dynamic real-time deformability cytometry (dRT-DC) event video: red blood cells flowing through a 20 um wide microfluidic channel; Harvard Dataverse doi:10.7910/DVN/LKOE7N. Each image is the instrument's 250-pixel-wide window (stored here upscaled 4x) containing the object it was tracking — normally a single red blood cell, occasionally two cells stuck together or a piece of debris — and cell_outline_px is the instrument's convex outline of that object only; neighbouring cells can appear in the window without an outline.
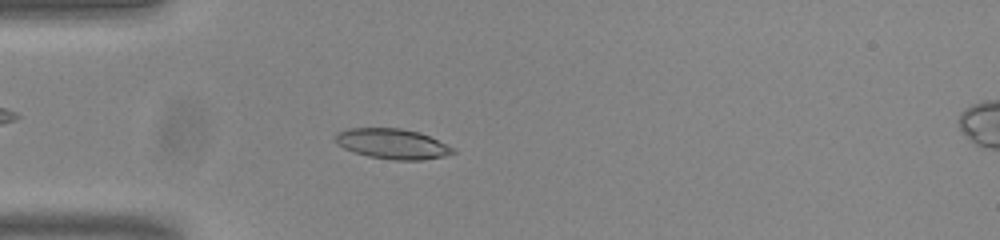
{"species": "common noctule bat (a hibernating species)", "species_latin": "Nyctalus noctula", "temperature_condition": "room temperature", "stored_images_in_passage": 53, "camera_frame_rate_fps": 3000, "um_per_image_px": 0.085, "animal": {"sex": "male", "body_mass_g": 20.0, "forearm_length_mm": 53.3}, "frame": {"image": 1, "passage_image": 15, "time_ms": 4.667, "image_size_px": [1000, 240], "cell_outline_px": [[456, 152], [444, 156], [420, 160], [392, 160], [368, 156], [344, 148], [336, 144], [336, 132], [348, 128], [400, 128], [420, 132], [448, 144], [456, 148]], "centroid_in_image_um": [33.38, 12.22], "position_along_channel_um": 51.6, "area_um2": 20.81}}
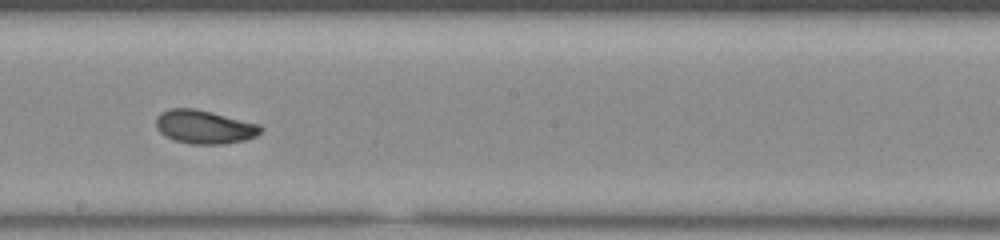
{"frame": {"image": 2, "passage_image": 30, "time_ms": 9.667, "image_size_px": [1000, 240], "cell_outline_px": [[264, 128], [256, 136], [244, 140], [224, 144], [188, 144], [176, 140], [160, 132], [156, 128], [156, 116], [160, 112], [168, 108], [196, 108], [260, 124]], "centroid_in_image_um": [17.37, 10.77], "position_along_channel_um": 230.8, "area_um2": 20.58}}
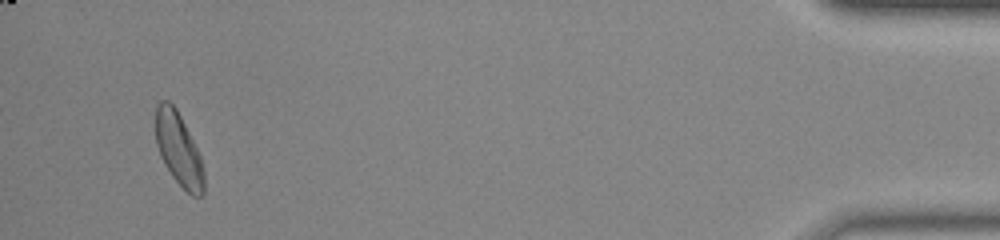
{"frame": {"image": 3, "passage_image": 51, "time_ms": 16.667, "image_size_px": [1000, 240], "cell_outline_px": [[204, 196], [192, 196], [172, 176], [164, 164], [160, 156], [156, 144], [156, 104], [160, 100], [168, 100], [176, 108], [200, 156], [204, 172]], "centroid_in_image_um": [15.17, 12.69], "position_along_channel_um": 420.0, "area_um2": 20.29}, "authors_computed_cell_mechanics": {"area_um2": 20.519, "velocity_mm_per_s": 3.7955, "shape_relaxation_time_tau1_ms": 3.9001, "shape_relaxation_time_tau2_ms": 0.847, "deformation_change_tau1": 0.1354, "deformation_change_tau2": 0.0451}}